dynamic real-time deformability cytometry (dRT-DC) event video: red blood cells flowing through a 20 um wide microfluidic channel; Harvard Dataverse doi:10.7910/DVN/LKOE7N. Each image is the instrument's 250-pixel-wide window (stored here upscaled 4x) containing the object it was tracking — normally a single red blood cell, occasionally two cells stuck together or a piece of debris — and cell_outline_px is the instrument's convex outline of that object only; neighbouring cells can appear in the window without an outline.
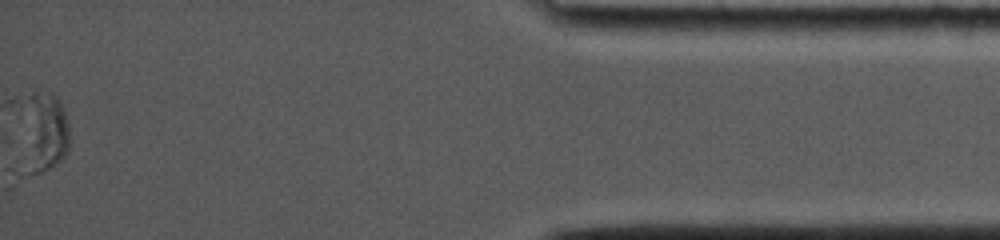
{"species": "common noctule bat (a hibernating species)", "species_latin": "Nyctalus noctula", "temperature_condition": "cold", "stored_images_in_passage": 45, "camera_frame_rate_fps": 5000, "um_per_image_px": 0.085, "animal": {"sex": "female", "body_mass_g": 19.0, "forearm_length_mm": 53.3}, "frame": {"image": 1, "passage_image": 45, "time_ms": 13.2, "image_size_px": [1000, 240], "cell_outline_px": [[68, 152], [56, 164], [40, 172], [28, 172], [24, 96], [32, 92], [36, 92], [56, 96], [64, 108], [68, 124]], "centroid_in_image_um": [3.82, 11.15], "position_along_channel_um": 431.4, "area_um2": 20.98}}